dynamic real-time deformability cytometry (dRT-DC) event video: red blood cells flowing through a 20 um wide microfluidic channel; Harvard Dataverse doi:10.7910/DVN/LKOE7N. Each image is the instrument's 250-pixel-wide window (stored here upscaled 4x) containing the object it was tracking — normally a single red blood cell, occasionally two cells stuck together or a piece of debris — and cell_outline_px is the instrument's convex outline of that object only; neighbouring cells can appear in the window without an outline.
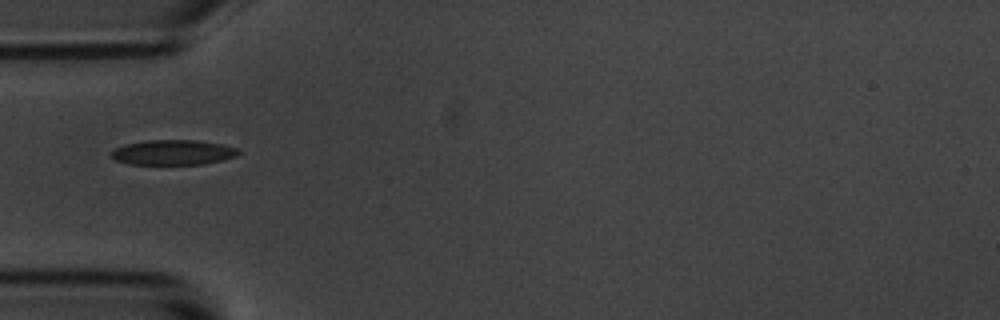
{"species": "common noctule bat (a hibernating species)", "species_latin": "Nyctalus noctula", "temperature_condition": "room temperature", "stored_images_in_passage": 11, "camera_frame_rate_fps": 3000, "um_per_image_px": 0.085, "animal": {"sex": "male", "body_mass_g": 20.1, "forearm_length_mm": 53.5}, "frame": {"image": 1, "passage_image": 1, "time_ms": 0.0, "image_size_px": [1000, 320], "cell_outline_px": [[240, 152], [236, 156], [224, 160], [204, 164], [128, 164], [116, 160], [112, 156], [112, 152], [116, 148], [124, 144], [148, 140], [196, 140], [220, 144], [236, 148]], "centroid_in_image_um": [14.72, 12.95], "position_along_channel_um": 70.3, "area_um2": 18.44}}
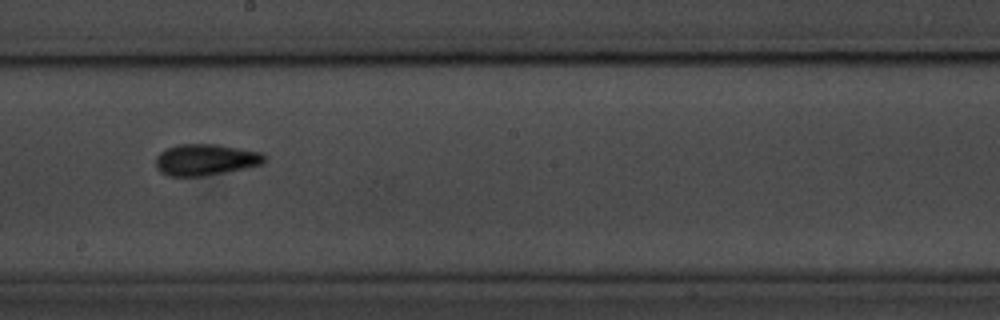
{"frame": {"image": 2, "passage_image": 5, "time_ms": 1.333, "image_size_px": [1000, 320], "cell_outline_px": [[264, 164], [224, 172], [200, 176], [168, 176], [160, 172], [156, 168], [156, 156], [160, 152], [168, 148], [180, 144], [216, 144], [240, 148], [260, 152], [264, 156]], "centroid_in_image_um": [17.44, 13.57], "position_along_channel_um": 230.8, "area_um2": 19.71}}
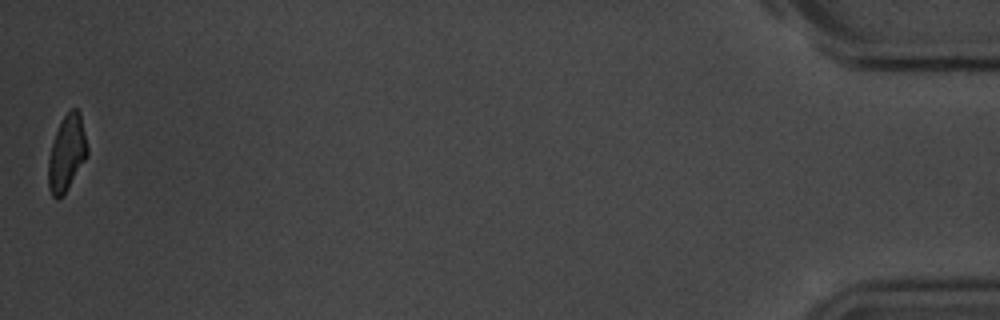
{"frame": {"image": 3, "passage_image": 11, "time_ms": 3.333, "image_size_px": [1000, 320], "cell_outline_px": [[88, 156], [68, 188], [56, 200], [52, 196], [48, 188], [48, 160], [52, 144], [56, 132], [64, 116], [72, 108], [76, 108], [80, 112], [88, 148]], "centroid_in_image_um": [5.68, 13.03], "position_along_channel_um": 429.5, "area_um2": 17.11}}